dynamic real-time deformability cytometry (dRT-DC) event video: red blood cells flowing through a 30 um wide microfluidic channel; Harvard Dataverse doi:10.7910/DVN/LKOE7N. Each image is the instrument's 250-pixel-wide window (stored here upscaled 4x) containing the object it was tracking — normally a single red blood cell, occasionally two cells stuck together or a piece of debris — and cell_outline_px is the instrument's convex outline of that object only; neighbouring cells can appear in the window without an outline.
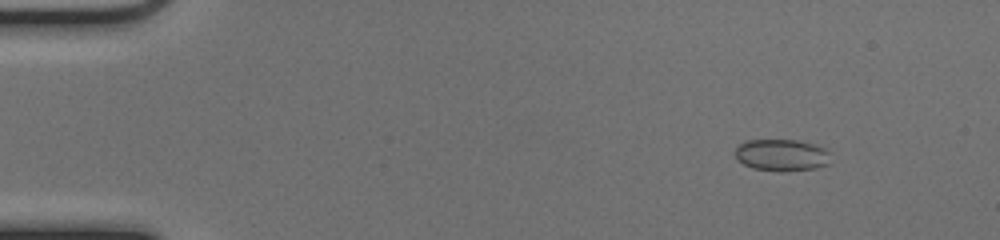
{"species": "common noctule bat (a hibernating species)", "species_latin": "Nyctalus noctula", "temperature_condition": "cold", "stored_images_in_passage": 53, "camera_frame_rate_fps": 3000, "um_per_image_px": 0.085, "animal": {"sex": "female", "body_mass_g": 17.0, "forearm_length_mm": 48.0}, "frame": {"image": 1, "passage_image": 7, "time_ms": 2.0, "image_size_px": [1000, 240], "cell_outline_px": [[832, 152], [828, 164], [816, 168], [780, 172], [752, 168], [736, 160], [732, 152], [744, 140], [796, 140], [816, 144]], "centroid_in_image_um": [66.43, 13.18], "position_along_channel_um": 18.6, "area_um2": 18.15}}
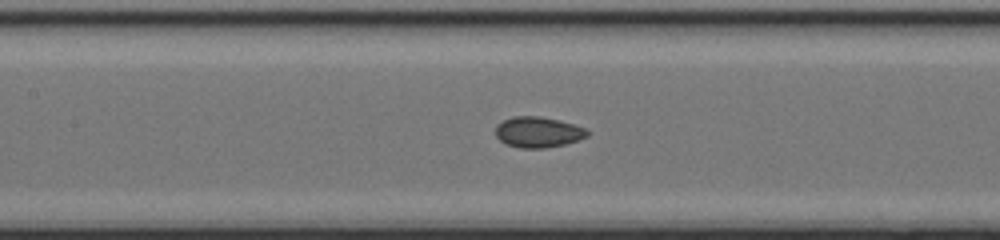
{"frame": {"image": 2, "passage_image": 26, "time_ms": 8.333, "image_size_px": [1000, 240], "cell_outline_px": [[588, 136], [564, 144], [544, 148], [520, 148], [508, 144], [500, 140], [496, 136], [496, 124], [512, 116], [540, 116], [560, 120], [588, 128]], "centroid_in_image_um": [45.74, 11.21], "position_along_channel_um": 161.7, "area_um2": 16.42}}
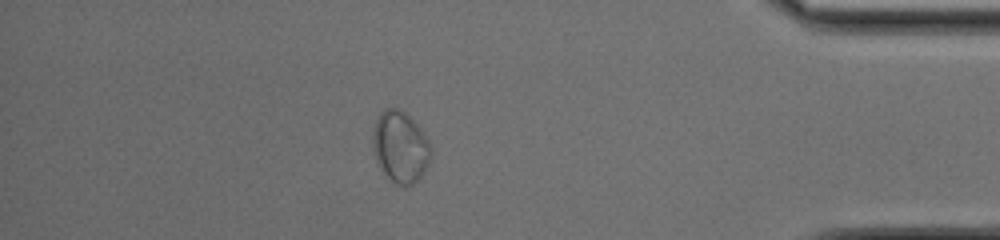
{"frame": {"image": 3, "passage_image": 47, "time_ms": 15.333, "image_size_px": [1000, 240], "cell_outline_px": [[432, 156], [424, 172], [412, 184], [404, 188], [396, 184], [384, 176], [376, 164], [372, 148], [372, 132], [376, 120], [380, 112], [384, 108], [400, 108], [420, 128], [428, 140], [432, 148]], "centroid_in_image_um": [33.99, 12.52], "position_along_channel_um": 401.2, "area_um2": 24.74}, "authors_computed_cell_mechanics": {"area_um2": 17.1666, "velocity_mm_per_s": 3.9554, "shape_relaxation_time_tau1_ms": null, "shape_relaxation_time_tau2_ms": 1.3975, "deformation_change_tau1": null, "deformation_change_tau2": 0.0458}}